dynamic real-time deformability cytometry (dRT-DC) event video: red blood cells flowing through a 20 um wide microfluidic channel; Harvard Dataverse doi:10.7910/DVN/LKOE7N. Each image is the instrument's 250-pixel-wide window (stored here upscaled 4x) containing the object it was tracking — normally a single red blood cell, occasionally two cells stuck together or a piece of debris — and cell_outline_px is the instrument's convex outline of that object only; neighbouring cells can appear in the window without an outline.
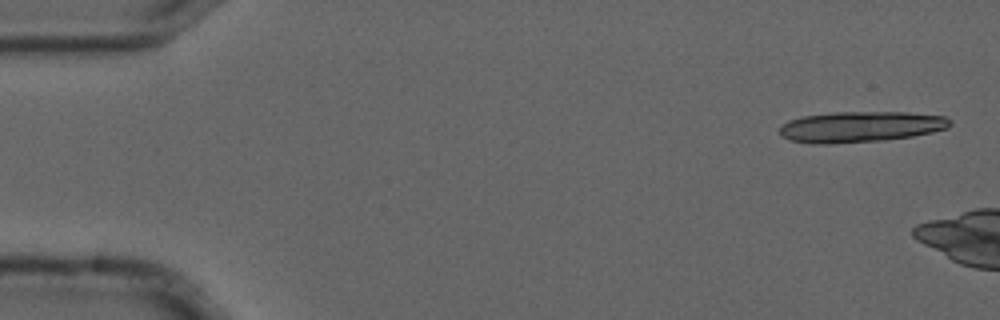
{"species": "common noctule bat (a hibernating species)", "species_latin": "Nyctalus noctula", "temperature_condition": "cold", "stored_images_in_passage": 4, "camera_frame_rate_fps": 3000, "um_per_image_px": 0.085, "animal": {"sex": "male", "forearm_length_mm": 52.5}, "frame": {"image": 1, "passage_image": 1, "time_ms": 0.0, "image_size_px": [1000, 320], "cell_outline_px": [[952, 124], [948, 128], [932, 132], [912, 136], [884, 140], [828, 144], [812, 144], [788, 140], [780, 136], [780, 128], [788, 120], [804, 116], [836, 112], [908, 112], [944, 116], [952, 120]], "centroid_in_image_um": [73.15, 10.78], "position_along_channel_um": 11.8, "area_um2": 30.75}}